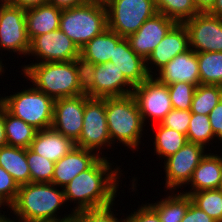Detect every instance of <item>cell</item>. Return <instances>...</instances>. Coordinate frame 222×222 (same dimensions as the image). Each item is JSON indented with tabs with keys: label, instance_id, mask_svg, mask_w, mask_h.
<instances>
[{
	"label": "cell",
	"instance_id": "40",
	"mask_svg": "<svg viewBox=\"0 0 222 222\" xmlns=\"http://www.w3.org/2000/svg\"><path fill=\"white\" fill-rule=\"evenodd\" d=\"M136 211L128 215L125 222H161L157 213L147 204Z\"/></svg>",
	"mask_w": 222,
	"mask_h": 222
},
{
	"label": "cell",
	"instance_id": "10",
	"mask_svg": "<svg viewBox=\"0 0 222 222\" xmlns=\"http://www.w3.org/2000/svg\"><path fill=\"white\" fill-rule=\"evenodd\" d=\"M183 24L189 34V48L193 51L222 52V18L198 13Z\"/></svg>",
	"mask_w": 222,
	"mask_h": 222
},
{
	"label": "cell",
	"instance_id": "54",
	"mask_svg": "<svg viewBox=\"0 0 222 222\" xmlns=\"http://www.w3.org/2000/svg\"><path fill=\"white\" fill-rule=\"evenodd\" d=\"M2 205L4 207L5 204L2 201H0V207H2ZM0 212H1V210H0ZM3 216H6L5 213H4V215H2V213H0V217H3Z\"/></svg>",
	"mask_w": 222,
	"mask_h": 222
},
{
	"label": "cell",
	"instance_id": "48",
	"mask_svg": "<svg viewBox=\"0 0 222 222\" xmlns=\"http://www.w3.org/2000/svg\"><path fill=\"white\" fill-rule=\"evenodd\" d=\"M112 0H90V3H95L103 6H107Z\"/></svg>",
	"mask_w": 222,
	"mask_h": 222
},
{
	"label": "cell",
	"instance_id": "30",
	"mask_svg": "<svg viewBox=\"0 0 222 222\" xmlns=\"http://www.w3.org/2000/svg\"><path fill=\"white\" fill-rule=\"evenodd\" d=\"M200 84L222 86V52L198 53Z\"/></svg>",
	"mask_w": 222,
	"mask_h": 222
},
{
	"label": "cell",
	"instance_id": "19",
	"mask_svg": "<svg viewBox=\"0 0 222 222\" xmlns=\"http://www.w3.org/2000/svg\"><path fill=\"white\" fill-rule=\"evenodd\" d=\"M99 157L97 152L75 146L55 163L52 183L61 189L64 188L76 175L87 170Z\"/></svg>",
	"mask_w": 222,
	"mask_h": 222
},
{
	"label": "cell",
	"instance_id": "35",
	"mask_svg": "<svg viewBox=\"0 0 222 222\" xmlns=\"http://www.w3.org/2000/svg\"><path fill=\"white\" fill-rule=\"evenodd\" d=\"M167 86L173 109L191 110L196 86L186 82H175Z\"/></svg>",
	"mask_w": 222,
	"mask_h": 222
},
{
	"label": "cell",
	"instance_id": "15",
	"mask_svg": "<svg viewBox=\"0 0 222 222\" xmlns=\"http://www.w3.org/2000/svg\"><path fill=\"white\" fill-rule=\"evenodd\" d=\"M176 24L175 20L163 14H155L146 20L135 33L127 37L131 49L146 61L151 52Z\"/></svg>",
	"mask_w": 222,
	"mask_h": 222
},
{
	"label": "cell",
	"instance_id": "6",
	"mask_svg": "<svg viewBox=\"0 0 222 222\" xmlns=\"http://www.w3.org/2000/svg\"><path fill=\"white\" fill-rule=\"evenodd\" d=\"M54 99L34 86L10 96L1 97L0 104L12 115L37 130L52 127Z\"/></svg>",
	"mask_w": 222,
	"mask_h": 222
},
{
	"label": "cell",
	"instance_id": "32",
	"mask_svg": "<svg viewBox=\"0 0 222 222\" xmlns=\"http://www.w3.org/2000/svg\"><path fill=\"white\" fill-rule=\"evenodd\" d=\"M192 202L216 222H222V190L210 189L194 192Z\"/></svg>",
	"mask_w": 222,
	"mask_h": 222
},
{
	"label": "cell",
	"instance_id": "9",
	"mask_svg": "<svg viewBox=\"0 0 222 222\" xmlns=\"http://www.w3.org/2000/svg\"><path fill=\"white\" fill-rule=\"evenodd\" d=\"M132 95L143 122L150 117L159 124L173 109L168 86L161 83L155 76H149L141 84L134 86Z\"/></svg>",
	"mask_w": 222,
	"mask_h": 222
},
{
	"label": "cell",
	"instance_id": "22",
	"mask_svg": "<svg viewBox=\"0 0 222 222\" xmlns=\"http://www.w3.org/2000/svg\"><path fill=\"white\" fill-rule=\"evenodd\" d=\"M222 169V156L207 153L194 170L189 181L190 191L183 194L191 195L202 190L219 189L220 176Z\"/></svg>",
	"mask_w": 222,
	"mask_h": 222
},
{
	"label": "cell",
	"instance_id": "39",
	"mask_svg": "<svg viewBox=\"0 0 222 222\" xmlns=\"http://www.w3.org/2000/svg\"><path fill=\"white\" fill-rule=\"evenodd\" d=\"M19 187L14 178L0 166V201L8 208L14 203Z\"/></svg>",
	"mask_w": 222,
	"mask_h": 222
},
{
	"label": "cell",
	"instance_id": "33",
	"mask_svg": "<svg viewBox=\"0 0 222 222\" xmlns=\"http://www.w3.org/2000/svg\"><path fill=\"white\" fill-rule=\"evenodd\" d=\"M26 160L29 165L31 182L52 183L55 162L34 153L29 148L26 149Z\"/></svg>",
	"mask_w": 222,
	"mask_h": 222
},
{
	"label": "cell",
	"instance_id": "31",
	"mask_svg": "<svg viewBox=\"0 0 222 222\" xmlns=\"http://www.w3.org/2000/svg\"><path fill=\"white\" fill-rule=\"evenodd\" d=\"M157 13L163 14L177 23H184L200 13L193 0H153Z\"/></svg>",
	"mask_w": 222,
	"mask_h": 222
},
{
	"label": "cell",
	"instance_id": "44",
	"mask_svg": "<svg viewBox=\"0 0 222 222\" xmlns=\"http://www.w3.org/2000/svg\"><path fill=\"white\" fill-rule=\"evenodd\" d=\"M87 2L88 0H49L48 3L60 9H66V8L78 7Z\"/></svg>",
	"mask_w": 222,
	"mask_h": 222
},
{
	"label": "cell",
	"instance_id": "50",
	"mask_svg": "<svg viewBox=\"0 0 222 222\" xmlns=\"http://www.w3.org/2000/svg\"><path fill=\"white\" fill-rule=\"evenodd\" d=\"M8 222H43V221H27V220H22V219H19L18 221H16V220H10V218H8Z\"/></svg>",
	"mask_w": 222,
	"mask_h": 222
},
{
	"label": "cell",
	"instance_id": "52",
	"mask_svg": "<svg viewBox=\"0 0 222 222\" xmlns=\"http://www.w3.org/2000/svg\"><path fill=\"white\" fill-rule=\"evenodd\" d=\"M219 189L222 190V169H221V176H220Z\"/></svg>",
	"mask_w": 222,
	"mask_h": 222
},
{
	"label": "cell",
	"instance_id": "11",
	"mask_svg": "<svg viewBox=\"0 0 222 222\" xmlns=\"http://www.w3.org/2000/svg\"><path fill=\"white\" fill-rule=\"evenodd\" d=\"M206 147L187 142L175 154L170 155L164 160L166 174V188L172 191L176 187H183L189 183L194 170L199 165L201 159L206 155Z\"/></svg>",
	"mask_w": 222,
	"mask_h": 222
},
{
	"label": "cell",
	"instance_id": "47",
	"mask_svg": "<svg viewBox=\"0 0 222 222\" xmlns=\"http://www.w3.org/2000/svg\"><path fill=\"white\" fill-rule=\"evenodd\" d=\"M207 13L222 18V0H215L213 7Z\"/></svg>",
	"mask_w": 222,
	"mask_h": 222
},
{
	"label": "cell",
	"instance_id": "4",
	"mask_svg": "<svg viewBox=\"0 0 222 222\" xmlns=\"http://www.w3.org/2000/svg\"><path fill=\"white\" fill-rule=\"evenodd\" d=\"M105 110L111 144L118 140L125 147L138 149L146 125L133 95L105 98Z\"/></svg>",
	"mask_w": 222,
	"mask_h": 222
},
{
	"label": "cell",
	"instance_id": "29",
	"mask_svg": "<svg viewBox=\"0 0 222 222\" xmlns=\"http://www.w3.org/2000/svg\"><path fill=\"white\" fill-rule=\"evenodd\" d=\"M222 99V86L211 84H199L191 103V113L209 116L211 110Z\"/></svg>",
	"mask_w": 222,
	"mask_h": 222
},
{
	"label": "cell",
	"instance_id": "18",
	"mask_svg": "<svg viewBox=\"0 0 222 222\" xmlns=\"http://www.w3.org/2000/svg\"><path fill=\"white\" fill-rule=\"evenodd\" d=\"M156 77L166 85L175 82H186L198 86L200 84L198 53L189 48L178 54L158 71Z\"/></svg>",
	"mask_w": 222,
	"mask_h": 222
},
{
	"label": "cell",
	"instance_id": "43",
	"mask_svg": "<svg viewBox=\"0 0 222 222\" xmlns=\"http://www.w3.org/2000/svg\"><path fill=\"white\" fill-rule=\"evenodd\" d=\"M49 0H8L10 5L20 7L22 9H29L43 4H47Z\"/></svg>",
	"mask_w": 222,
	"mask_h": 222
},
{
	"label": "cell",
	"instance_id": "41",
	"mask_svg": "<svg viewBox=\"0 0 222 222\" xmlns=\"http://www.w3.org/2000/svg\"><path fill=\"white\" fill-rule=\"evenodd\" d=\"M181 222H216L213 218L208 216L192 201L189 204L188 210Z\"/></svg>",
	"mask_w": 222,
	"mask_h": 222
},
{
	"label": "cell",
	"instance_id": "36",
	"mask_svg": "<svg viewBox=\"0 0 222 222\" xmlns=\"http://www.w3.org/2000/svg\"><path fill=\"white\" fill-rule=\"evenodd\" d=\"M79 89L83 95L93 98L95 64L81 55L74 59Z\"/></svg>",
	"mask_w": 222,
	"mask_h": 222
},
{
	"label": "cell",
	"instance_id": "42",
	"mask_svg": "<svg viewBox=\"0 0 222 222\" xmlns=\"http://www.w3.org/2000/svg\"><path fill=\"white\" fill-rule=\"evenodd\" d=\"M209 119L215 137L222 141V99L211 110Z\"/></svg>",
	"mask_w": 222,
	"mask_h": 222
},
{
	"label": "cell",
	"instance_id": "28",
	"mask_svg": "<svg viewBox=\"0 0 222 222\" xmlns=\"http://www.w3.org/2000/svg\"><path fill=\"white\" fill-rule=\"evenodd\" d=\"M156 129L155 142L153 143L155 153L160 157L162 156L163 159L175 154L188 142L185 134L162 126L160 123Z\"/></svg>",
	"mask_w": 222,
	"mask_h": 222
},
{
	"label": "cell",
	"instance_id": "46",
	"mask_svg": "<svg viewBox=\"0 0 222 222\" xmlns=\"http://www.w3.org/2000/svg\"><path fill=\"white\" fill-rule=\"evenodd\" d=\"M7 145L4 126V107L0 104V147Z\"/></svg>",
	"mask_w": 222,
	"mask_h": 222
},
{
	"label": "cell",
	"instance_id": "26",
	"mask_svg": "<svg viewBox=\"0 0 222 222\" xmlns=\"http://www.w3.org/2000/svg\"><path fill=\"white\" fill-rule=\"evenodd\" d=\"M191 201L189 195L180 192L148 205L157 213L161 222H181Z\"/></svg>",
	"mask_w": 222,
	"mask_h": 222
},
{
	"label": "cell",
	"instance_id": "55",
	"mask_svg": "<svg viewBox=\"0 0 222 222\" xmlns=\"http://www.w3.org/2000/svg\"><path fill=\"white\" fill-rule=\"evenodd\" d=\"M70 222H78L75 218L71 219Z\"/></svg>",
	"mask_w": 222,
	"mask_h": 222
},
{
	"label": "cell",
	"instance_id": "23",
	"mask_svg": "<svg viewBox=\"0 0 222 222\" xmlns=\"http://www.w3.org/2000/svg\"><path fill=\"white\" fill-rule=\"evenodd\" d=\"M62 9L47 3L26 9V28L30 42L39 35L59 29Z\"/></svg>",
	"mask_w": 222,
	"mask_h": 222
},
{
	"label": "cell",
	"instance_id": "21",
	"mask_svg": "<svg viewBox=\"0 0 222 222\" xmlns=\"http://www.w3.org/2000/svg\"><path fill=\"white\" fill-rule=\"evenodd\" d=\"M75 142L52 127L38 130L29 149L50 161L57 162L74 147Z\"/></svg>",
	"mask_w": 222,
	"mask_h": 222
},
{
	"label": "cell",
	"instance_id": "27",
	"mask_svg": "<svg viewBox=\"0 0 222 222\" xmlns=\"http://www.w3.org/2000/svg\"><path fill=\"white\" fill-rule=\"evenodd\" d=\"M4 126L7 145L25 149L30 147L38 131L32 125L10 114L5 108Z\"/></svg>",
	"mask_w": 222,
	"mask_h": 222
},
{
	"label": "cell",
	"instance_id": "5",
	"mask_svg": "<svg viewBox=\"0 0 222 222\" xmlns=\"http://www.w3.org/2000/svg\"><path fill=\"white\" fill-rule=\"evenodd\" d=\"M108 28L106 6L87 2L62 9L59 29L80 49Z\"/></svg>",
	"mask_w": 222,
	"mask_h": 222
},
{
	"label": "cell",
	"instance_id": "53",
	"mask_svg": "<svg viewBox=\"0 0 222 222\" xmlns=\"http://www.w3.org/2000/svg\"><path fill=\"white\" fill-rule=\"evenodd\" d=\"M2 65H3V64H2V61L0 60V75H2L1 73L4 72V71H3V67H4V66H2Z\"/></svg>",
	"mask_w": 222,
	"mask_h": 222
},
{
	"label": "cell",
	"instance_id": "7",
	"mask_svg": "<svg viewBox=\"0 0 222 222\" xmlns=\"http://www.w3.org/2000/svg\"><path fill=\"white\" fill-rule=\"evenodd\" d=\"M106 9L108 28L124 38L157 14L153 0H112Z\"/></svg>",
	"mask_w": 222,
	"mask_h": 222
},
{
	"label": "cell",
	"instance_id": "16",
	"mask_svg": "<svg viewBox=\"0 0 222 222\" xmlns=\"http://www.w3.org/2000/svg\"><path fill=\"white\" fill-rule=\"evenodd\" d=\"M189 49V34L183 23H177L161 40L146 60L147 72L153 76L151 66H156L157 71L164 67L178 54ZM149 67V68H148Z\"/></svg>",
	"mask_w": 222,
	"mask_h": 222
},
{
	"label": "cell",
	"instance_id": "49",
	"mask_svg": "<svg viewBox=\"0 0 222 222\" xmlns=\"http://www.w3.org/2000/svg\"><path fill=\"white\" fill-rule=\"evenodd\" d=\"M8 0H5L3 1L1 4H0V19H1V16H2V13L4 11V8L8 5Z\"/></svg>",
	"mask_w": 222,
	"mask_h": 222
},
{
	"label": "cell",
	"instance_id": "38",
	"mask_svg": "<svg viewBox=\"0 0 222 222\" xmlns=\"http://www.w3.org/2000/svg\"><path fill=\"white\" fill-rule=\"evenodd\" d=\"M191 119L190 110L172 109L165 118L160 122L162 126L171 128L180 133L187 135L189 123Z\"/></svg>",
	"mask_w": 222,
	"mask_h": 222
},
{
	"label": "cell",
	"instance_id": "1",
	"mask_svg": "<svg viewBox=\"0 0 222 222\" xmlns=\"http://www.w3.org/2000/svg\"><path fill=\"white\" fill-rule=\"evenodd\" d=\"M111 165L106 157L100 156L87 170L76 175L63 188L66 202H77L75 210H72L74 214L114 205L121 174L119 167L112 170Z\"/></svg>",
	"mask_w": 222,
	"mask_h": 222
},
{
	"label": "cell",
	"instance_id": "25",
	"mask_svg": "<svg viewBox=\"0 0 222 222\" xmlns=\"http://www.w3.org/2000/svg\"><path fill=\"white\" fill-rule=\"evenodd\" d=\"M0 166L14 178L19 186L31 182L25 148L9 145L0 147Z\"/></svg>",
	"mask_w": 222,
	"mask_h": 222
},
{
	"label": "cell",
	"instance_id": "2",
	"mask_svg": "<svg viewBox=\"0 0 222 222\" xmlns=\"http://www.w3.org/2000/svg\"><path fill=\"white\" fill-rule=\"evenodd\" d=\"M53 183H34L21 185L14 203L9 207L18 219L43 222H68L74 213L57 217L56 212L66 203L64 190L57 189Z\"/></svg>",
	"mask_w": 222,
	"mask_h": 222
},
{
	"label": "cell",
	"instance_id": "14",
	"mask_svg": "<svg viewBox=\"0 0 222 222\" xmlns=\"http://www.w3.org/2000/svg\"><path fill=\"white\" fill-rule=\"evenodd\" d=\"M87 95L59 98L54 101L52 128L77 142L82 128Z\"/></svg>",
	"mask_w": 222,
	"mask_h": 222
},
{
	"label": "cell",
	"instance_id": "8",
	"mask_svg": "<svg viewBox=\"0 0 222 222\" xmlns=\"http://www.w3.org/2000/svg\"><path fill=\"white\" fill-rule=\"evenodd\" d=\"M76 147L97 152L102 146H110L111 139L108 133L106 120L105 98L89 97L85 102L83 128Z\"/></svg>",
	"mask_w": 222,
	"mask_h": 222
},
{
	"label": "cell",
	"instance_id": "45",
	"mask_svg": "<svg viewBox=\"0 0 222 222\" xmlns=\"http://www.w3.org/2000/svg\"><path fill=\"white\" fill-rule=\"evenodd\" d=\"M200 13H207L214 5L215 0H193Z\"/></svg>",
	"mask_w": 222,
	"mask_h": 222
},
{
	"label": "cell",
	"instance_id": "3",
	"mask_svg": "<svg viewBox=\"0 0 222 222\" xmlns=\"http://www.w3.org/2000/svg\"><path fill=\"white\" fill-rule=\"evenodd\" d=\"M35 88L54 100L81 95L74 60L67 62L31 63L23 67Z\"/></svg>",
	"mask_w": 222,
	"mask_h": 222
},
{
	"label": "cell",
	"instance_id": "17",
	"mask_svg": "<svg viewBox=\"0 0 222 222\" xmlns=\"http://www.w3.org/2000/svg\"><path fill=\"white\" fill-rule=\"evenodd\" d=\"M133 90L134 86L112 62L95 65L93 98L126 96Z\"/></svg>",
	"mask_w": 222,
	"mask_h": 222
},
{
	"label": "cell",
	"instance_id": "13",
	"mask_svg": "<svg viewBox=\"0 0 222 222\" xmlns=\"http://www.w3.org/2000/svg\"><path fill=\"white\" fill-rule=\"evenodd\" d=\"M26 10L8 4L0 19V47L2 49L27 55L30 40L27 36Z\"/></svg>",
	"mask_w": 222,
	"mask_h": 222
},
{
	"label": "cell",
	"instance_id": "12",
	"mask_svg": "<svg viewBox=\"0 0 222 222\" xmlns=\"http://www.w3.org/2000/svg\"><path fill=\"white\" fill-rule=\"evenodd\" d=\"M44 62H67L80 55L77 45L60 29L36 36L30 42L29 55ZM43 59V60H42Z\"/></svg>",
	"mask_w": 222,
	"mask_h": 222
},
{
	"label": "cell",
	"instance_id": "20",
	"mask_svg": "<svg viewBox=\"0 0 222 222\" xmlns=\"http://www.w3.org/2000/svg\"><path fill=\"white\" fill-rule=\"evenodd\" d=\"M110 62L122 71L133 86L141 84L150 76L147 72L146 61L131 49L127 38H123L116 45Z\"/></svg>",
	"mask_w": 222,
	"mask_h": 222
},
{
	"label": "cell",
	"instance_id": "37",
	"mask_svg": "<svg viewBox=\"0 0 222 222\" xmlns=\"http://www.w3.org/2000/svg\"><path fill=\"white\" fill-rule=\"evenodd\" d=\"M113 205H109L97 209H89L77 212L74 214V218L78 222H125L124 219H118L113 211ZM121 220V221H119Z\"/></svg>",
	"mask_w": 222,
	"mask_h": 222
},
{
	"label": "cell",
	"instance_id": "34",
	"mask_svg": "<svg viewBox=\"0 0 222 222\" xmlns=\"http://www.w3.org/2000/svg\"><path fill=\"white\" fill-rule=\"evenodd\" d=\"M186 136L188 142L196 143L204 147L207 143L209 145V141L215 138L209 116L191 113V119Z\"/></svg>",
	"mask_w": 222,
	"mask_h": 222
},
{
	"label": "cell",
	"instance_id": "51",
	"mask_svg": "<svg viewBox=\"0 0 222 222\" xmlns=\"http://www.w3.org/2000/svg\"><path fill=\"white\" fill-rule=\"evenodd\" d=\"M0 222H8L7 216L0 217Z\"/></svg>",
	"mask_w": 222,
	"mask_h": 222
},
{
	"label": "cell",
	"instance_id": "24",
	"mask_svg": "<svg viewBox=\"0 0 222 222\" xmlns=\"http://www.w3.org/2000/svg\"><path fill=\"white\" fill-rule=\"evenodd\" d=\"M123 38L107 28L80 48V55L95 65L109 62L113 58L114 48Z\"/></svg>",
	"mask_w": 222,
	"mask_h": 222
}]
</instances>
